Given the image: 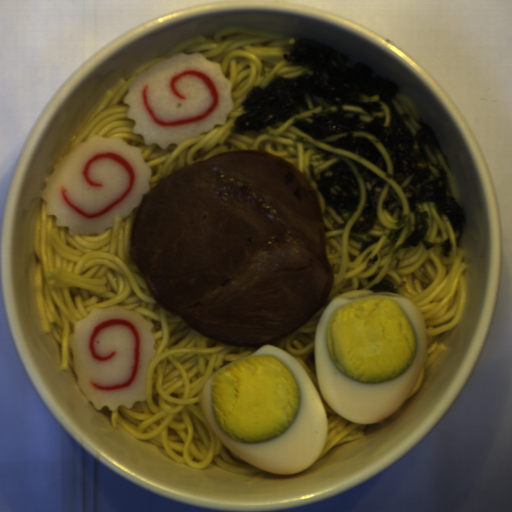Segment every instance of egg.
Here are the masks:
<instances>
[{
    "label": "egg",
    "mask_w": 512,
    "mask_h": 512,
    "mask_svg": "<svg viewBox=\"0 0 512 512\" xmlns=\"http://www.w3.org/2000/svg\"><path fill=\"white\" fill-rule=\"evenodd\" d=\"M199 405L224 446L271 474L307 469L326 440V412L313 379L292 355L271 344L212 374Z\"/></svg>",
    "instance_id": "egg-2"
},
{
    "label": "egg",
    "mask_w": 512,
    "mask_h": 512,
    "mask_svg": "<svg viewBox=\"0 0 512 512\" xmlns=\"http://www.w3.org/2000/svg\"><path fill=\"white\" fill-rule=\"evenodd\" d=\"M427 351L423 312L410 297L356 289L334 298L316 326L317 386L347 421L379 423L405 403Z\"/></svg>",
    "instance_id": "egg-1"
}]
</instances>
